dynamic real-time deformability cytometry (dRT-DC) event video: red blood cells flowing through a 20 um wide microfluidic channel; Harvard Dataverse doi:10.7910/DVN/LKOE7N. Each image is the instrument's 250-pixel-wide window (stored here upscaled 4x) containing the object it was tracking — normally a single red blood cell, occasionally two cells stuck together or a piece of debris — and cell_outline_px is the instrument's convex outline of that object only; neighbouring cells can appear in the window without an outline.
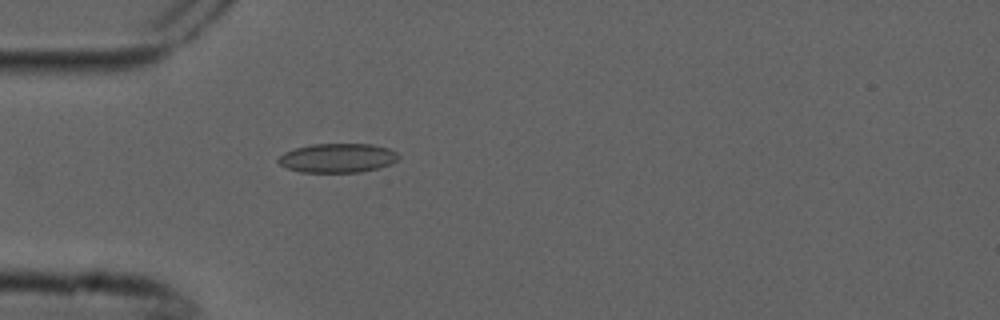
{"species": "common noctule bat (a hibernating species)", "species_latin": "Nyctalus noctula", "temperature_condition": "cold", "stored_images_in_passage": 3, "camera_frame_rate_fps": 3000, "um_per_image_px": 0.085, "animal": {"sex": "male", "forearm_length_mm": 52.5}, "frame": {"image": 1, "passage_image": 3, "time_ms": 0.667, "image_size_px": [1000, 320], "cell_outline_px": [[400, 160], [392, 164], [360, 172], [300, 172], [288, 168], [280, 164], [276, 160], [284, 152], [296, 148], [312, 144], [372, 144], [388, 148], [396, 152], [400, 156]], "centroid_in_image_um": [28.72, 13.43], "position_along_channel_um": 56.3, "area_um2": 20.46}}